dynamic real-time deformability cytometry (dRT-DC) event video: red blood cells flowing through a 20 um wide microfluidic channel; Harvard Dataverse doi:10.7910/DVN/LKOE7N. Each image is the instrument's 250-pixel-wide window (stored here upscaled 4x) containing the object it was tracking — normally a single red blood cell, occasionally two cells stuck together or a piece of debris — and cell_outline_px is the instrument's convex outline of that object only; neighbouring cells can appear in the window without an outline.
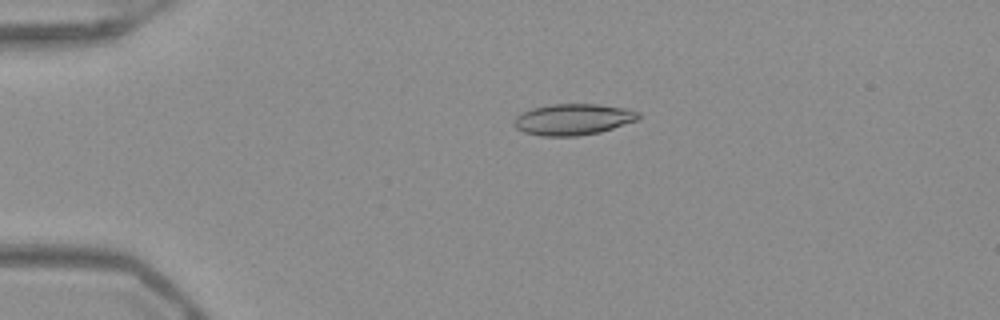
{"species": "Egyptian fruit bat (a non-hibernating species)", "species_latin": "Rousettus aegyptiacus", "temperature_condition": "warm", "stored_images_in_passage": 52, "camera_frame_rate_fps": 3000, "um_per_image_px": 0.085, "frame": {"image": 1, "passage_image": 12, "time_ms": 3.667, "image_size_px": [1000, 320], "cell_outline_px": [[640, 116], [636, 120], [600, 132], [576, 136], [540, 136], [524, 132], [516, 128], [512, 124], [512, 120], [516, 116], [532, 108], [552, 104], [596, 104], [624, 108], [640, 112]], "centroid_in_image_um": [48.67, 10.15], "position_along_channel_um": 36.3, "area_um2": 22.54}}
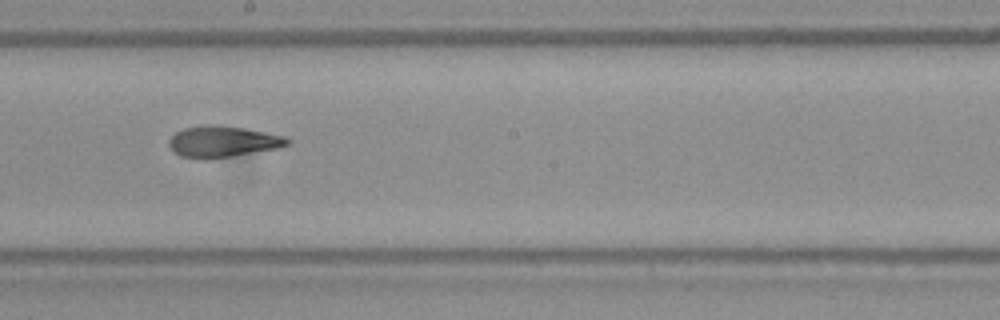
{"frame": {"image": 2, "passage_image": 30, "time_ms": 9.667, "image_size_px": [1000, 320], "cell_outline_px": [[292, 140], [288, 144], [280, 148], [232, 156], [204, 160], [180, 156], [168, 144], [168, 140], [176, 132], [184, 128], [208, 124], [220, 124], [244, 128], [284, 136]], "centroid_in_image_um": [18.94, 12.03], "position_along_channel_um": 229.3, "area_um2": 21.68}}
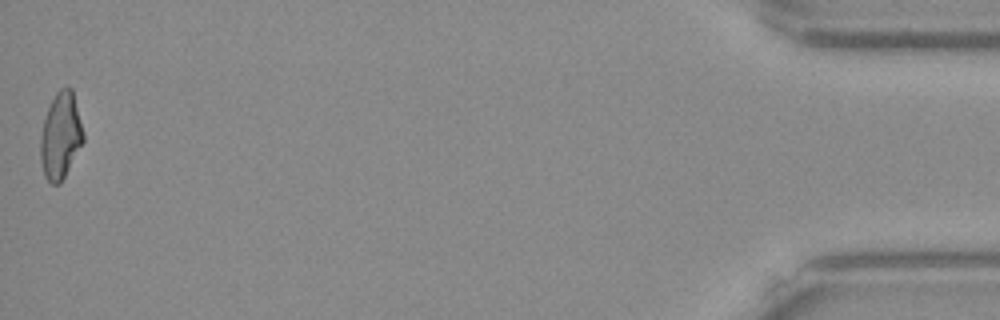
{"frame": {"image": 3, "passage_image": 52, "time_ms": 17.0, "image_size_px": [1000, 320], "cell_outline_px": [[84, 140], [60, 184], [52, 184], [44, 176], [40, 160], [40, 136], [44, 120], [48, 108], [56, 92], [60, 88], [72, 88], [84, 132]], "centroid_in_image_um": [5.14, 11.55], "position_along_channel_um": 430.1, "area_um2": 21.44}, "authors_computed_cell_mechanics": {"area_um2": 21.9351, "velocity_mm_per_s": 3.9675, "shape_relaxation_time_tau1_ms": 10.0323, "shape_relaxation_time_tau2_ms": 2.7136, "deformation_change_tau1": 0.2544, "deformation_change_tau2": 0.103}}